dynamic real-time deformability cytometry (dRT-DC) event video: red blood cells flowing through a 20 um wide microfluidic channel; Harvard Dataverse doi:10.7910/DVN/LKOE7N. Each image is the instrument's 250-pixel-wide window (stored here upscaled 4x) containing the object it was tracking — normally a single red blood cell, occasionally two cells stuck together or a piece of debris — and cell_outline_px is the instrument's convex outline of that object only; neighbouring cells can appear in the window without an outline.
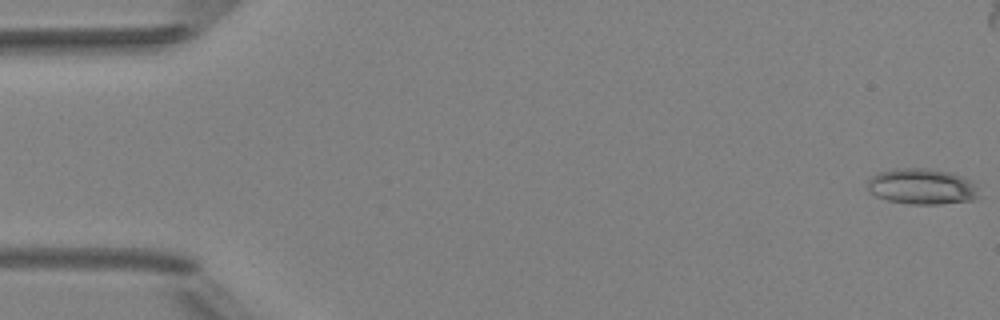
{"species": "Egyptian fruit bat (a non-hibernating species)", "species_latin": "Rousettus aegyptiacus", "temperature_condition": "room temperature", "stored_images_in_passage": 6, "camera_frame_rate_fps": 3000, "um_per_image_px": 0.085, "animal": {"sex": "female"}, "frame": {"image": 1, "passage_image": 1, "time_ms": 0.0, "image_size_px": [1000, 320], "cell_outline_px": [[980, 196], [972, 200], [940, 204], [912, 204], [888, 200], [876, 196], [868, 192], [868, 180], [872, 176], [880, 172], [896, 168], [924, 168], [948, 172], [972, 180]], "centroid_in_image_um": [78.35, 15.86], "position_along_channel_um": 6.6, "area_um2": 23.12}}
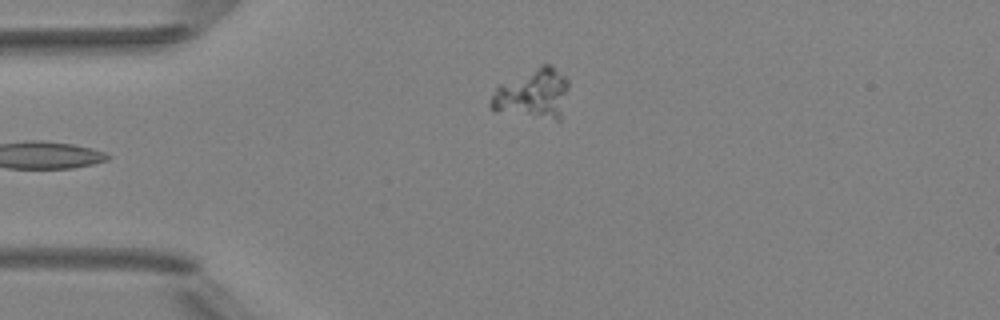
{"frame": {"image": 2, "passage_image": 6, "time_ms": 5.667, "image_size_px": [1000, 320], "cell_outline_px": [[568, 88], [560, 120], [556, 120], [496, 112], [488, 104], [496, 84], [544, 64], [552, 64], [568, 80]], "centroid_in_image_um": [45.24, 7.97], "position_along_channel_um": 39.8, "area_um2": 22.89}}